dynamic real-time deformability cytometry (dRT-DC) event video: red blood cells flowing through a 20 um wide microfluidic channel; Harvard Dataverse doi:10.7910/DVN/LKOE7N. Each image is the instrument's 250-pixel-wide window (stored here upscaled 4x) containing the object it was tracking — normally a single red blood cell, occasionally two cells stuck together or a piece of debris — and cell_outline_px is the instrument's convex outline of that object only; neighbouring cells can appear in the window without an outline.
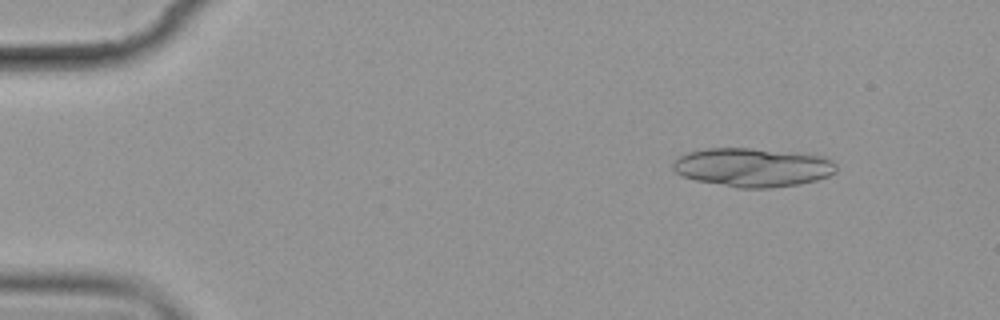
{"species": "common noctule bat (a hibernating species)", "species_latin": "Nyctalus noctula", "temperature_condition": "cold", "stored_images_in_passage": 5, "camera_frame_rate_fps": 3000, "um_per_image_px": 0.085, "animal": {"sex": "female", "body_mass_g": 19.9}, "frame": {"image": 1, "passage_image": 2, "time_ms": 1.333, "image_size_px": [1000, 320], "cell_outline_px": [[836, 172], [828, 176], [816, 180], [800, 184], [772, 188], [736, 188], [696, 180], [684, 176], [676, 172], [672, 168], [672, 164], [680, 156], [688, 152], [704, 148], [752, 148], [824, 156], [832, 160], [836, 164]], "centroid_in_image_um": [63.99, 14.23], "position_along_channel_um": 21.0, "area_um2": 36.93}}